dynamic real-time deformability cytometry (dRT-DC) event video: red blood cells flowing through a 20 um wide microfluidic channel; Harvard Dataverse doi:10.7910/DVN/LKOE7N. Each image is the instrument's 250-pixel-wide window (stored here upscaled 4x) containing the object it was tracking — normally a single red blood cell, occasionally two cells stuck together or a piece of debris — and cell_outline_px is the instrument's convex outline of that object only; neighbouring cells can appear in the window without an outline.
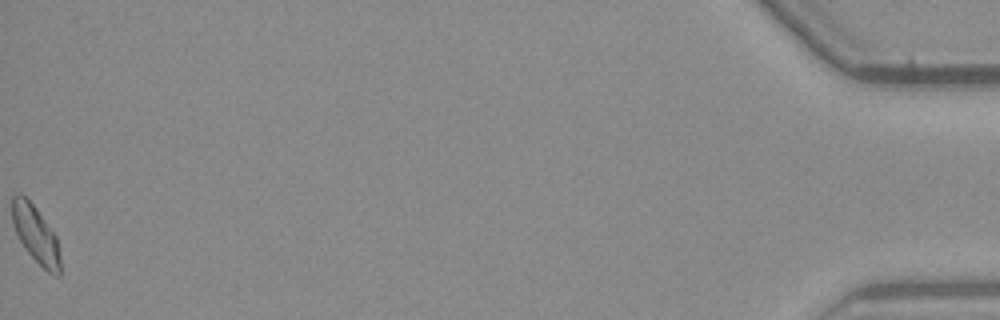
{"species": "common noctule bat (a hibernating species)", "species_latin": "Nyctalus noctula", "temperature_condition": "warm", "stored_images_in_passage": 56, "camera_frame_rate_fps": 3000, "um_per_image_px": 0.085, "animal": {"sex": "male", "body_mass_g": 23.1, "forearm_length_mm": 52.7}, "frame": {"image": 1, "passage_image": 56, "time_ms": 18.333, "image_size_px": [1000, 320], "cell_outline_px": [[60, 276], [56, 276], [48, 272], [24, 248], [12, 224], [12, 196], [16, 192], [20, 192], [36, 208], [56, 236], [60, 248]], "centroid_in_image_um": [3.04, 19.91], "position_along_channel_um": 432.2, "area_um2": 16.01}, "authors_computed_cell_mechanics": {"area_um2": 16.1551, "velocity_mm_per_s": 3.7181, "shape_relaxation_time_tau1_ms": 4.5069, "shape_relaxation_time_tau2_ms": 6.2378, "deformation_change_tau1": 0.0961, "deformation_change_tau2": 0.1075}}